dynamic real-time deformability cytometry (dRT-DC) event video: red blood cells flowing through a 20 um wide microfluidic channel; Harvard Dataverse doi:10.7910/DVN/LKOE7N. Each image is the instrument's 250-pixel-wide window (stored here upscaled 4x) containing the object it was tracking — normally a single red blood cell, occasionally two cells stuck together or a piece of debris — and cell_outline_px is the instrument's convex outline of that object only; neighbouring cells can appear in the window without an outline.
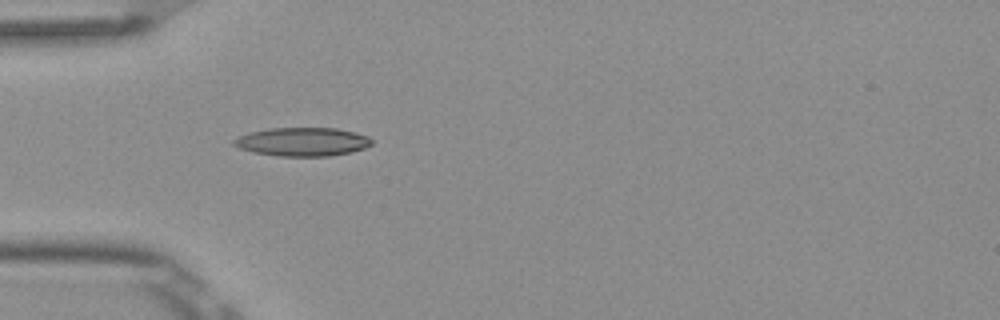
{"species": "Egyptian fruit bat (a non-hibernating species)", "species_latin": "Rousettus aegyptiacus", "temperature_condition": "room temperature", "stored_images_in_passage": 4, "camera_frame_rate_fps": 3000, "um_per_image_px": 0.085, "frame": {"image": 1, "passage_image": 4, "time_ms": 1.0, "image_size_px": [1000, 320], "cell_outline_px": [[372, 144], [364, 148], [352, 152], [328, 156], [276, 156], [252, 152], [240, 148], [232, 144], [232, 140], [248, 132], [268, 128], [336, 128], [368, 136], [372, 140]], "centroid_in_image_um": [25.68, 12.05], "position_along_channel_um": 59.3, "area_um2": 23.0}}